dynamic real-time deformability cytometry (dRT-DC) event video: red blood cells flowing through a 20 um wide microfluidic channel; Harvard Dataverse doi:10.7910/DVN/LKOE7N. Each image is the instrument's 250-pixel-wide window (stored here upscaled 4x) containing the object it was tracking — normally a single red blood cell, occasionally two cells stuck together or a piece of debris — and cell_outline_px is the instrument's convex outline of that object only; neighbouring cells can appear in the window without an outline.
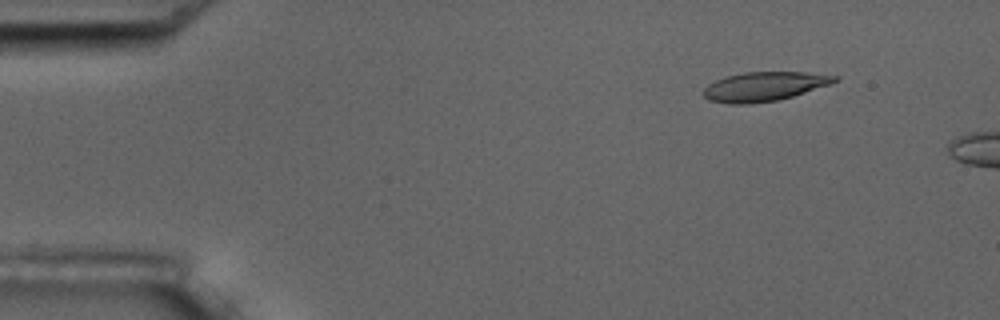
{"species": "common noctule bat (a hibernating species)", "species_latin": "Nyctalus noctula", "temperature_condition": "room temperature", "stored_images_in_passage": 4, "camera_frame_rate_fps": 3000, "um_per_image_px": 0.085, "animal": {"sex": "male", "body_mass_g": 17.5, "forearm_length_mm": 52.3}, "frame": {"image": 1, "passage_image": 2, "time_ms": 1.333, "image_size_px": [1000, 320], "cell_outline_px": [[840, 80], [832, 84], [792, 96], [776, 100], [752, 104], [728, 104], [708, 100], [704, 96], [704, 88], [708, 84], [724, 76], [744, 72], [804, 72], [840, 76]], "centroid_in_image_um": [64.97, 7.35], "position_along_channel_um": 20.0, "area_um2": 22.48}}